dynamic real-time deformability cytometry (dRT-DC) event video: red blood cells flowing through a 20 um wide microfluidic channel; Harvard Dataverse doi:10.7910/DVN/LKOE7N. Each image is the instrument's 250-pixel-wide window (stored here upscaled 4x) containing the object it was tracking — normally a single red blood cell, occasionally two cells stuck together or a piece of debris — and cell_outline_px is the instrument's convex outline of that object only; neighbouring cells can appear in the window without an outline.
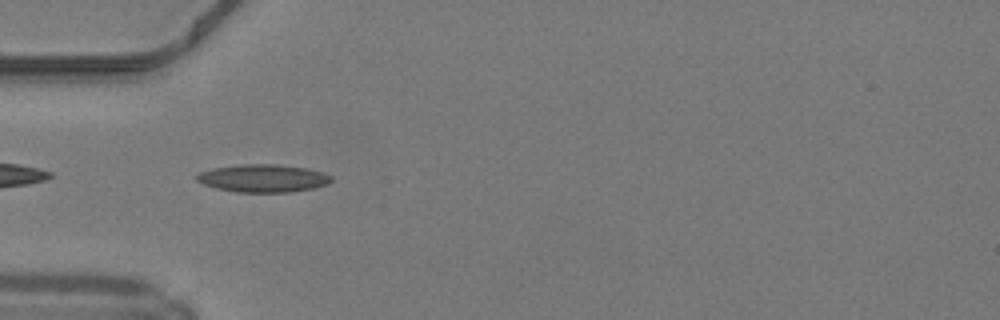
{"species": "common noctule bat (a hibernating species)", "species_latin": "Nyctalus noctula", "temperature_condition": "warm", "stored_images_in_passage": 47, "camera_frame_rate_fps": 3000, "um_per_image_px": 0.085, "animal": {"sex": "male", "body_mass_g": 19.2, "forearm_length_mm": 51.8}, "frame": {"image": 1, "passage_image": 14, "time_ms": 4.333, "image_size_px": [1000, 320], "cell_outline_px": [[332, 180], [328, 184], [312, 188], [292, 192], [236, 192], [216, 188], [204, 184], [196, 180], [196, 176], [200, 172], [212, 168], [240, 164], [276, 164], [304, 168], [324, 172], [332, 176]], "centroid_in_image_um": [22.36, 15.15], "position_along_channel_um": 62.6, "area_um2": 21.79}}
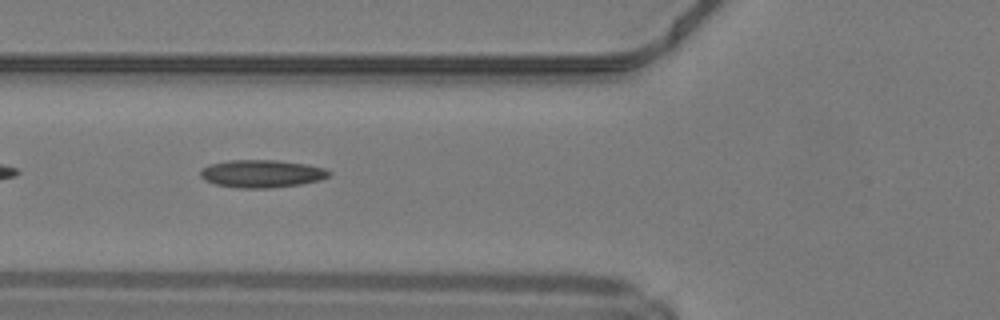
{"frame": {"image": 2, "passage_image": 17, "time_ms": 5.333, "image_size_px": [1000, 320], "cell_outline_px": [[332, 172], [328, 176], [320, 180], [300, 184], [268, 188], [236, 188], [216, 184], [204, 180], [200, 176], [200, 172], [208, 164], [228, 160], [276, 160], [308, 164], [324, 168]], "centroid_in_image_um": [22.24, 14.76], "position_along_channel_um": 103.6, "area_um2": 20.81}}
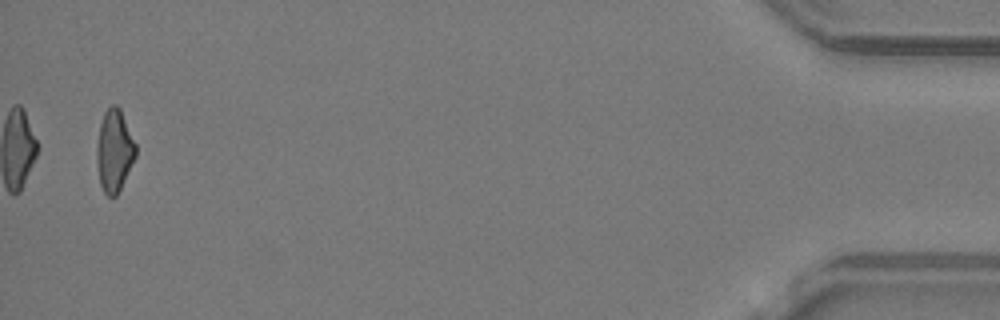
{"frame": {"image": 3, "passage_image": 46, "time_ms": 15.0, "image_size_px": [1000, 320], "cell_outline_px": [[136, 156], [116, 196], [108, 196], [104, 192], [100, 184], [96, 156], [96, 144], [100, 124], [104, 112], [112, 104], [116, 104], [120, 108], [136, 144]], "centroid_in_image_um": [9.71, 12.78], "position_along_channel_um": 425.5, "area_um2": 18.55}, "authors_computed_cell_mechanics": {"area_um2": 19.652, "velocity_mm_per_s": 4.2506, "shape_relaxation_time_tau1_ms": null, "shape_relaxation_time_tau2_ms": 4.2447, "deformation_change_tau1": null, "deformation_change_tau2": 0.1471}}